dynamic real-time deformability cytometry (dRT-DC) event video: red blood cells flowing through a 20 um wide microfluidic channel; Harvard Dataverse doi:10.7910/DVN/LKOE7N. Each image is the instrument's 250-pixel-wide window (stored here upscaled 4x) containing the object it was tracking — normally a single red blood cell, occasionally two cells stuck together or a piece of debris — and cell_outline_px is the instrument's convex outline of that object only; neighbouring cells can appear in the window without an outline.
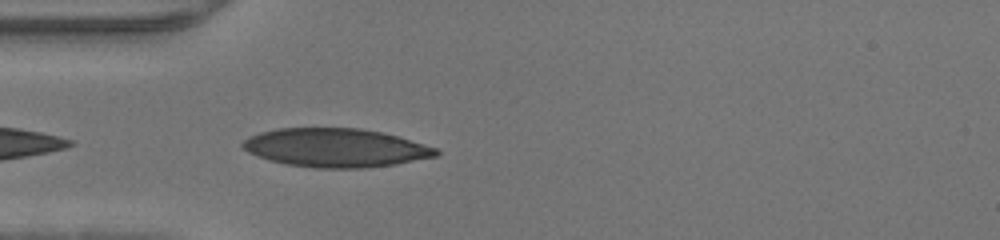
{"species": "human", "species_latin": "Homo sapiens", "temperature_condition": "warm", "stored_images_in_passage": 33, "camera_frame_rate_fps": 3000, "um_per_image_px": 0.085, "donor": {"sex": "male"}, "frame": {"image": 1, "passage_image": 1, "time_ms": 0.0, "image_size_px": [1000, 240], "cell_outline_px": [[440, 152], [436, 156], [396, 164], [364, 168], [312, 168], [288, 164], [268, 160], [256, 156], [248, 152], [240, 144], [248, 136], [260, 132], [276, 128], [360, 128], [380, 132], [396, 136], [424, 144], [436, 148]], "centroid_in_image_um": [28.48, 12.56], "position_along_channel_um": 56.5, "area_um2": 43.52}}
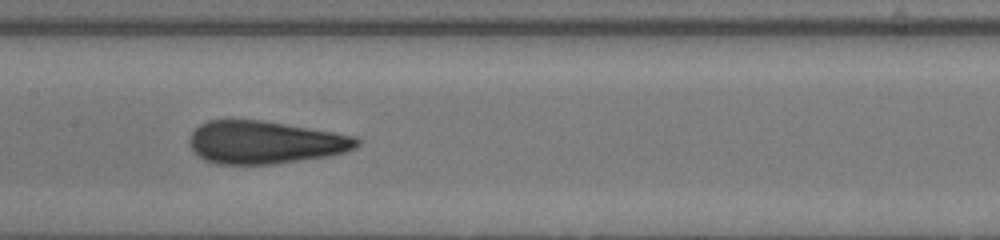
{"frame": {"image": 2, "passage_image": 10, "time_ms": 3.0, "image_size_px": [1000, 240], "cell_outline_px": [[360, 144], [356, 148], [344, 152], [328, 156], [276, 164], [216, 164], [204, 160], [192, 148], [188, 140], [192, 132], [200, 124], [208, 120], [260, 120], [356, 136], [360, 140]], "centroid_in_image_um": [22.52, 12.11], "position_along_channel_um": 184.9, "area_um2": 41.56}}
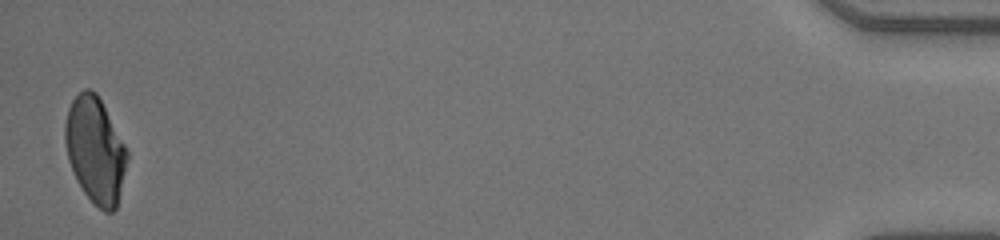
{"frame": {"image": 3, "passage_image": 33, "time_ms": 10.667, "image_size_px": [1000, 240], "cell_outline_px": [[128, 156], [116, 208], [112, 212], [104, 212], [84, 192], [76, 180], [68, 160], [64, 140], [64, 124], [68, 108], [72, 100], [84, 88], [88, 88], [96, 92], [124, 144], [128, 152]], "centroid_in_image_um": [8.06, 12.74], "position_along_channel_um": 427.1, "area_um2": 37.8}}